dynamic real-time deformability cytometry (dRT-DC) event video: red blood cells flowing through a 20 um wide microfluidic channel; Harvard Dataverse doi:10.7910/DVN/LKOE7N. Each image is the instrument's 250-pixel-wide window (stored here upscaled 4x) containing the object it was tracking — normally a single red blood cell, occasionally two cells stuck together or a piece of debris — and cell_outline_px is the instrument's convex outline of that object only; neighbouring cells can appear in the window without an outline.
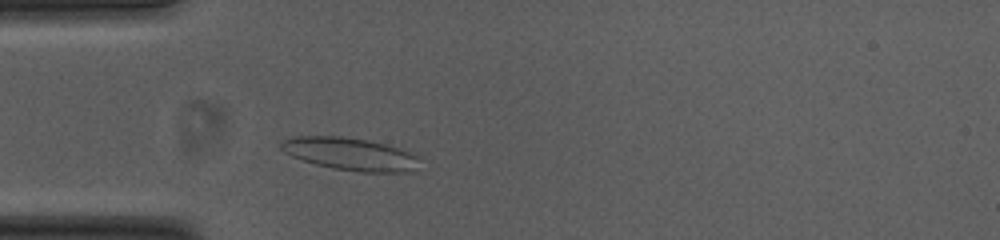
{"species": "common noctule bat (a hibernating species)", "species_latin": "Nyctalus noctula", "temperature_condition": "cold", "stored_images_in_passage": 35, "camera_frame_rate_fps": 3000, "um_per_image_px": 0.085, "animal": {"sex": "female", "body_mass_g": 23.0, "forearm_length_mm": 53.4}, "frame": {"image": 1, "passage_image": 4, "time_ms": 1.0, "image_size_px": [1000, 240], "cell_outline_px": [[420, 156], [412, 172], [360, 172], [332, 168], [316, 164], [292, 156], [284, 152], [280, 148], [280, 144], [284, 140], [296, 136], [340, 136], [368, 140], [384, 144]], "centroid_in_image_um": [29.75, 13.09], "position_along_channel_um": 55.3, "area_um2": 26.01}}
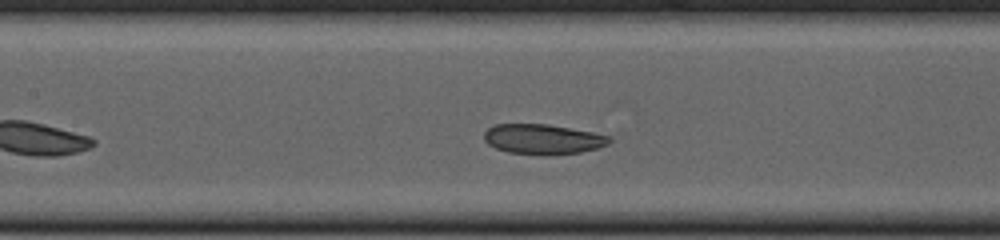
{"frame": {"image": 2, "passage_image": 13, "time_ms": 4.0, "image_size_px": [1000, 240], "cell_outline_px": [[612, 140], [608, 144], [596, 148], [580, 152], [544, 156], [508, 152], [496, 148], [488, 144], [484, 140], [484, 132], [488, 128], [496, 124], [548, 124], [592, 132], [608, 136]], "centroid_in_image_um": [46.11, 11.83], "position_along_channel_um": 161.3, "area_um2": 21.96}}
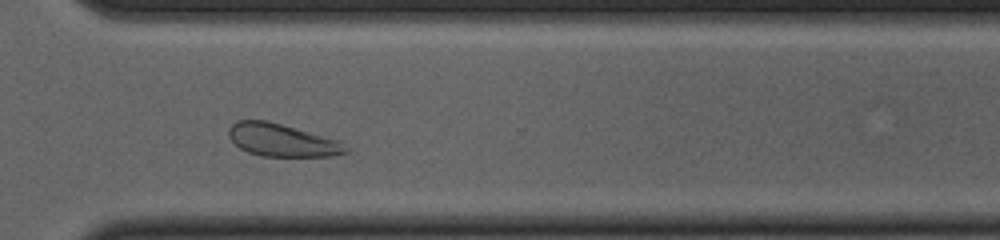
{"frame": {"image": 3, "passage_image": 28, "time_ms": 9.0, "image_size_px": [1000, 240], "cell_outline_px": [[352, 148], [348, 152], [332, 156], [264, 156], [248, 152], [240, 148], [228, 136], [228, 128], [236, 120], [268, 120], [340, 140]], "centroid_in_image_um": [24.02, 11.91], "position_along_channel_um": 346.6, "area_um2": 22.54}, "authors_computed_cell_mechanics": {"area_um2": 22.3108, "velocity_mm_per_s": 3.7064, "shape_relaxation_time_tau1_ms": null, "shape_relaxation_time_tau2_ms": 2.8775, "deformation_change_tau1": null, "deformation_change_tau2": 0.0843}}